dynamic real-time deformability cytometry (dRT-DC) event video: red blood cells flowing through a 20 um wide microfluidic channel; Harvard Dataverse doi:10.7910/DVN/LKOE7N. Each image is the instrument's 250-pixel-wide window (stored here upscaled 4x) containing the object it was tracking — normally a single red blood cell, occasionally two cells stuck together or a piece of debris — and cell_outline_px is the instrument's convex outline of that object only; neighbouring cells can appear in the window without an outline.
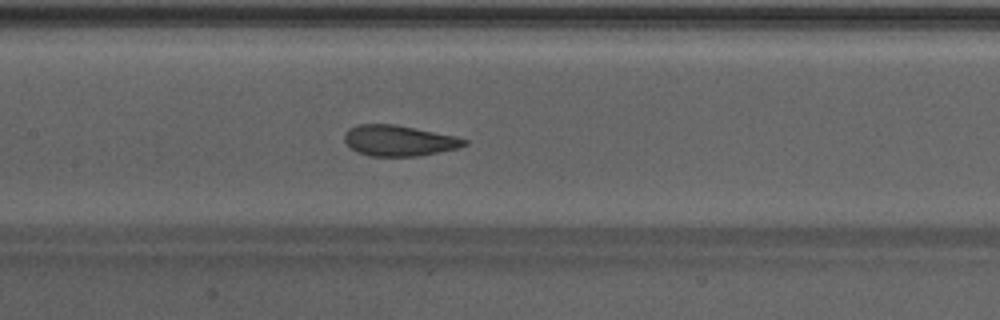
{"species": "Egyptian fruit bat (a non-hibernating species)", "species_latin": "Rousettus aegyptiacus", "temperature_condition": "warm", "stored_images_in_passage": 48, "camera_frame_rate_fps": 3000, "um_per_image_px": 0.085, "animal": {"sex": "male"}, "frame": {"image": 1, "passage_image": 23, "time_ms": 7.333, "image_size_px": [1000, 320], "cell_outline_px": [[468, 144], [460, 148], [420, 156], [372, 156], [356, 152], [344, 140], [344, 132], [348, 128], [360, 124], [396, 124], [456, 136], [468, 140]], "centroid_in_image_um": [33.93, 11.95], "position_along_channel_um": 173.5, "area_um2": 21.68}}
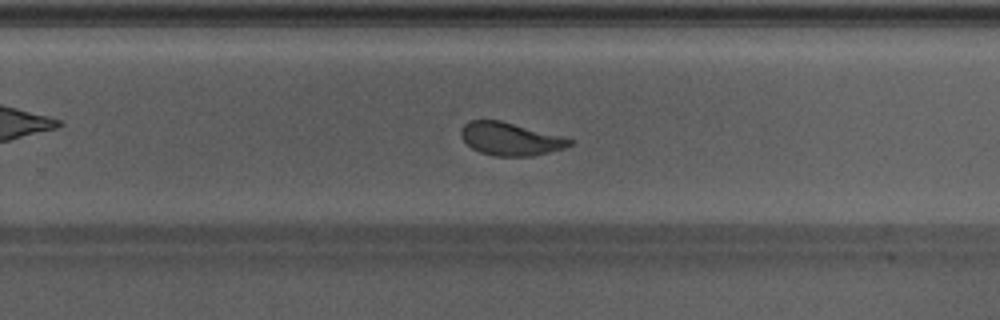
{"frame": {"image": 2, "passage_image": 31, "time_ms": 10.0, "image_size_px": [1000, 320], "cell_outline_px": [[572, 144], [564, 148], [532, 156], [496, 156], [480, 152], [472, 148], [460, 136], [460, 132], [464, 124], [468, 120], [500, 120], [560, 136], [572, 140]], "centroid_in_image_um": [43.33, 11.81], "position_along_channel_um": 286.5, "area_um2": 20.52}}
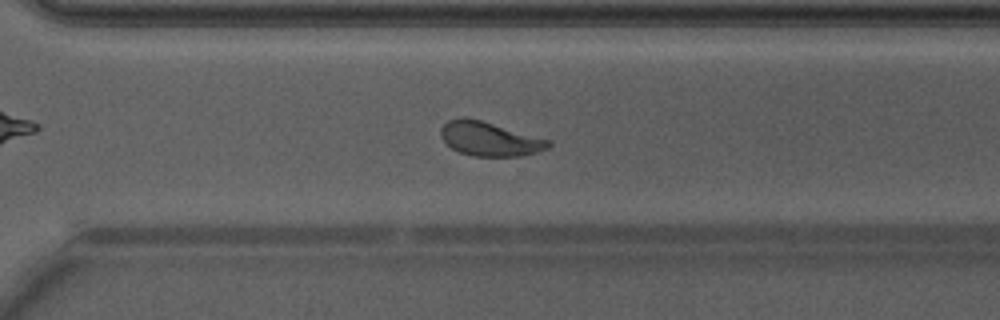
{"frame": {"image": 3, "passage_image": 34, "time_ms": 11.0, "image_size_px": [1000, 320], "cell_outline_px": [[552, 144], [548, 148], [536, 152], [520, 156], [472, 156], [460, 152], [452, 148], [440, 136], [440, 128], [448, 120], [460, 116], [480, 120], [552, 140]], "centroid_in_image_um": [41.62, 11.8], "position_along_channel_um": 329.0, "area_um2": 21.39}, "authors_computed_cell_mechanics": {"area_um2": 22.4842, "velocity_mm_per_s": 4.2537, "shape_relaxation_time_tau1_ms": 5.2765, "shape_relaxation_time_tau2_ms": 0.8568, "deformation_change_tau1": 0.1706, "deformation_change_tau2": 0.0522}}